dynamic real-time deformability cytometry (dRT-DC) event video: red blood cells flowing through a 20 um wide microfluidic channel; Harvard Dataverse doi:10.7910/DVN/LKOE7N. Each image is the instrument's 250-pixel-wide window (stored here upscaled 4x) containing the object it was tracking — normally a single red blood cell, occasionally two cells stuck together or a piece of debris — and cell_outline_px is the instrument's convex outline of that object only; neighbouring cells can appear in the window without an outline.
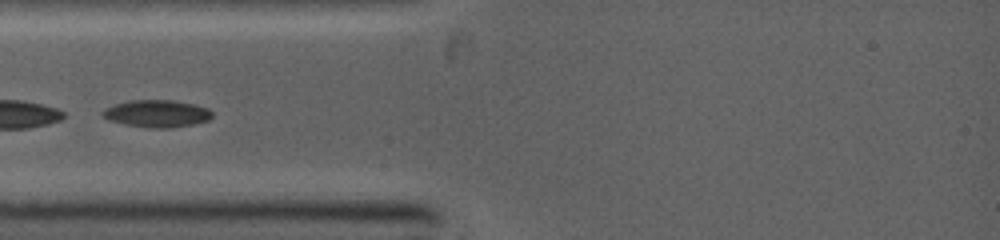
{"species": "common noctule bat (a hibernating species)", "species_latin": "Nyctalus noctula", "temperature_condition": "warm", "stored_images_in_passage": 22, "camera_frame_rate_fps": 5000, "um_per_image_px": 0.085, "animal": {"sex": "female", "body_mass_g": 19.0, "forearm_length_mm": 53.3}, "frame": {"image": 1, "passage_image": 1, "time_ms": 0.0, "image_size_px": [1000, 240], "cell_outline_px": [[212, 116], [208, 120], [192, 124], [172, 128], [152, 128], [124, 124], [108, 120], [100, 116], [100, 112], [104, 108], [128, 100], [172, 100], [196, 104], [208, 108], [212, 112]], "centroid_in_image_um": [13.3, 9.65], "position_along_channel_um": 71.7, "area_um2": 17.57}}
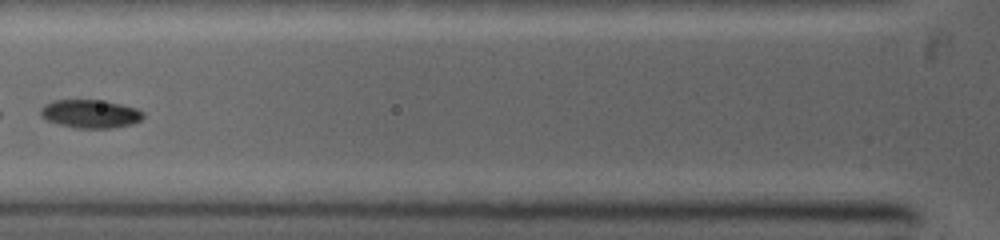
{"frame": {"image": 2, "passage_image": 4, "time_ms": 1.0, "image_size_px": [1000, 240], "cell_outline_px": [[144, 116], [140, 120], [132, 124], [112, 128], [76, 128], [60, 124], [48, 120], [40, 116], [40, 108], [44, 104], [52, 100], [104, 100], [136, 108], [144, 112]], "centroid_in_image_um": [7.67, 9.67], "position_along_channel_um": 118.1, "area_um2": 16.99}}